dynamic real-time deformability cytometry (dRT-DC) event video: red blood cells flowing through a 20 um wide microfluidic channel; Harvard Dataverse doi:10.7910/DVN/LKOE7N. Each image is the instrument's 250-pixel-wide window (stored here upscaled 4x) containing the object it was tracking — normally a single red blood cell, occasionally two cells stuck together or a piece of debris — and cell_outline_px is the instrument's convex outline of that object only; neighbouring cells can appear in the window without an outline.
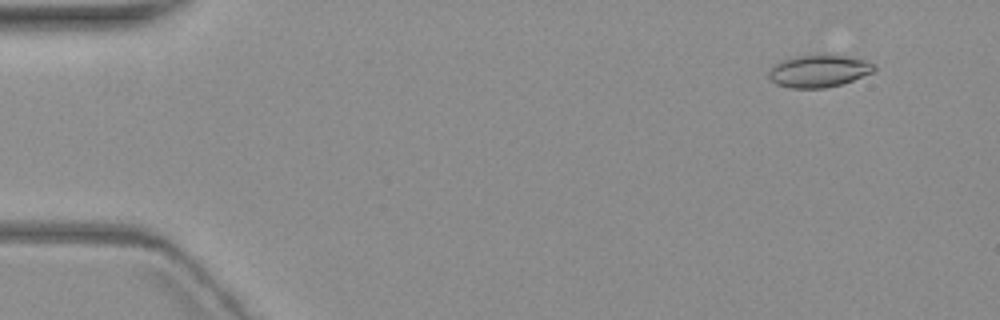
{"species": "common noctule bat (a hibernating species)", "species_latin": "Nyctalus noctula", "temperature_condition": "warm", "stored_images_in_passage": 5, "camera_frame_rate_fps": 3000, "um_per_image_px": 0.085, "animal": {"sex": "female", "body_mass_g": 19.3, "forearm_length_mm": 54.1}, "frame": {"image": 1, "passage_image": 1, "time_ms": 0.0, "image_size_px": [1000, 320], "cell_outline_px": [[876, 68], [872, 72], [852, 80], [840, 84], [824, 88], [792, 88], [776, 84], [768, 76], [768, 72], [772, 64], [792, 56], [816, 52], [820, 52], [848, 56], [864, 60], [876, 64]], "centroid_in_image_um": [69.56, 5.98], "position_along_channel_um": 15.4, "area_um2": 20.46}}